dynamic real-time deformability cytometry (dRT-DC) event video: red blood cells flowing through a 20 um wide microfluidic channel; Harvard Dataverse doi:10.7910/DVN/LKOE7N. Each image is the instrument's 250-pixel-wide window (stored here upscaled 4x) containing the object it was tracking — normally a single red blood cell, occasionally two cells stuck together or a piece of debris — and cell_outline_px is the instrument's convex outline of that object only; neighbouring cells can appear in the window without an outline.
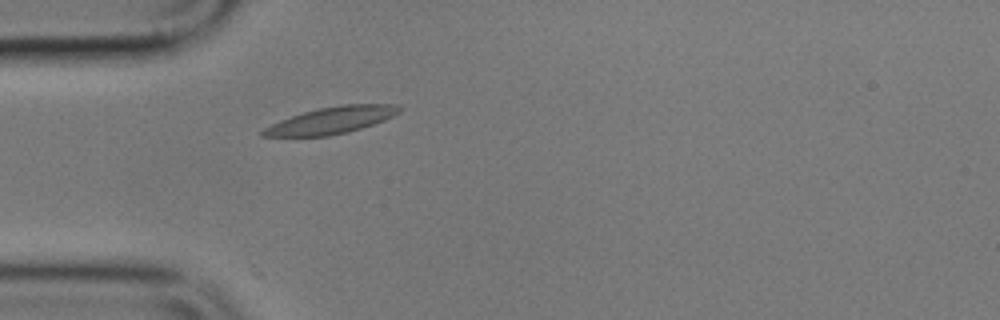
{"species": "common noctule bat (a hibernating species)", "species_latin": "Nyctalus noctula", "temperature_condition": "cold", "stored_images_in_passage": 1, "camera_frame_rate_fps": 3000, "um_per_image_px": 0.085, "animal": {"sex": "male", "body_mass_g": 17.9}, "frame": {"image": 1, "passage_image": 1, "time_ms": 0.0, "image_size_px": [1000, 320], "cell_outline_px": [[404, 108], [400, 112], [384, 120], [348, 132], [328, 136], [260, 136], [256, 132], [280, 120], [316, 108], [344, 104], [396, 104]], "centroid_in_image_um": [28.15, 10.22], "position_along_channel_um": 56.8, "area_um2": 21.27}}